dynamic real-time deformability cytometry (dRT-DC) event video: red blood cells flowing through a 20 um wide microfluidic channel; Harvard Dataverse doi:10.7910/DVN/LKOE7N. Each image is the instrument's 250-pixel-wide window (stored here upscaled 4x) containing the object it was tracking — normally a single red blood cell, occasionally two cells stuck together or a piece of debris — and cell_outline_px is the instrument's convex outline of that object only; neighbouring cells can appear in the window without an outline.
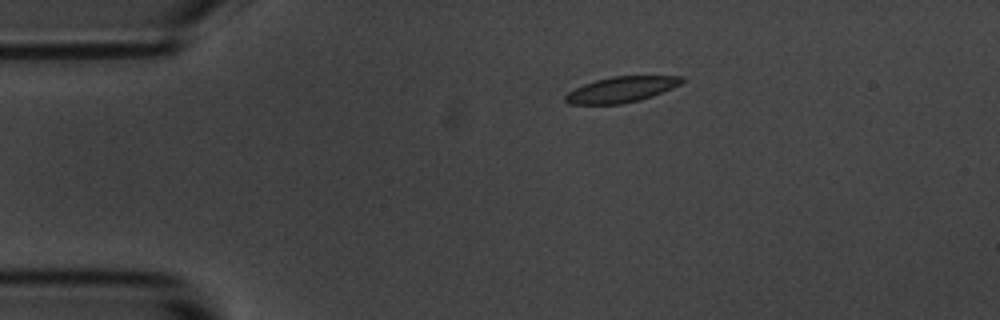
{"species": "common noctule bat (a hibernating species)", "species_latin": "Nyctalus noctula", "temperature_condition": "room temperature", "stored_images_in_passage": 9, "camera_frame_rate_fps": 3000, "um_per_image_px": 0.085, "animal": {"sex": "male", "body_mass_g": 20.1, "forearm_length_mm": 53.5}, "frame": {"image": 1, "passage_image": 1, "time_ms": 0.0, "image_size_px": [1000, 320], "cell_outline_px": [[684, 80], [680, 84], [672, 88], [652, 96], [640, 100], [620, 104], [568, 104], [564, 100], [564, 96], [568, 92], [584, 84], [596, 80], [612, 76], [684, 76]], "centroid_in_image_um": [52.8, 7.61], "position_along_channel_um": 32.2, "area_um2": 17.34}}
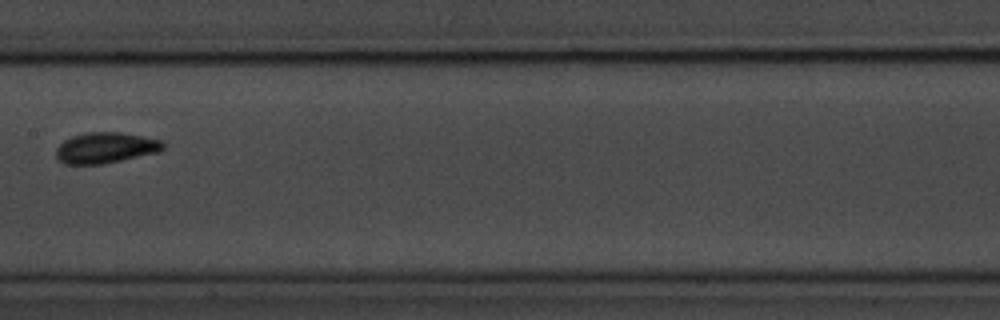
{"frame": {"image": 2, "passage_image": 6, "time_ms": 6.0, "image_size_px": [1000, 320], "cell_outline_px": [[164, 148], [160, 152], [104, 164], [64, 164], [56, 156], [56, 148], [64, 140], [72, 136], [88, 132], [120, 132], [144, 136], [164, 140]], "centroid_in_image_um": [9.02, 12.56], "position_along_channel_um": 198.4, "area_um2": 19.42}}
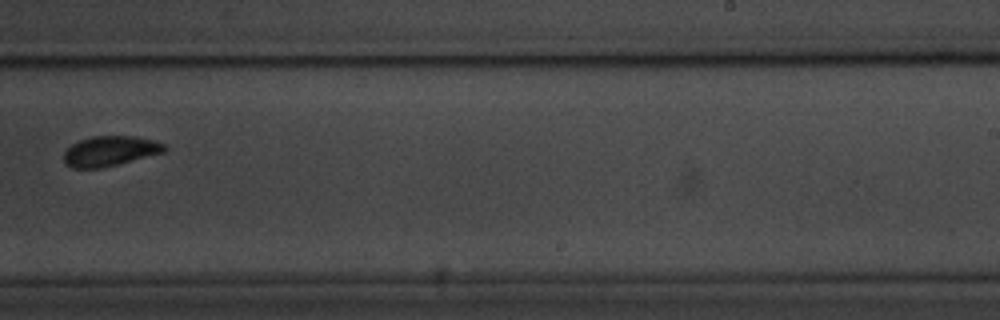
{"frame": {"image": 3, "passage_image": 8, "time_ms": 8.333, "image_size_px": [1000, 320], "cell_outline_px": [[168, 148], [164, 152], [100, 168], [72, 168], [64, 164], [64, 152], [72, 144], [80, 140], [92, 136], [132, 136], [152, 140], [164, 144]], "centroid_in_image_um": [9.32, 12.84], "position_along_channel_um": 279.7, "area_um2": 17.4}}